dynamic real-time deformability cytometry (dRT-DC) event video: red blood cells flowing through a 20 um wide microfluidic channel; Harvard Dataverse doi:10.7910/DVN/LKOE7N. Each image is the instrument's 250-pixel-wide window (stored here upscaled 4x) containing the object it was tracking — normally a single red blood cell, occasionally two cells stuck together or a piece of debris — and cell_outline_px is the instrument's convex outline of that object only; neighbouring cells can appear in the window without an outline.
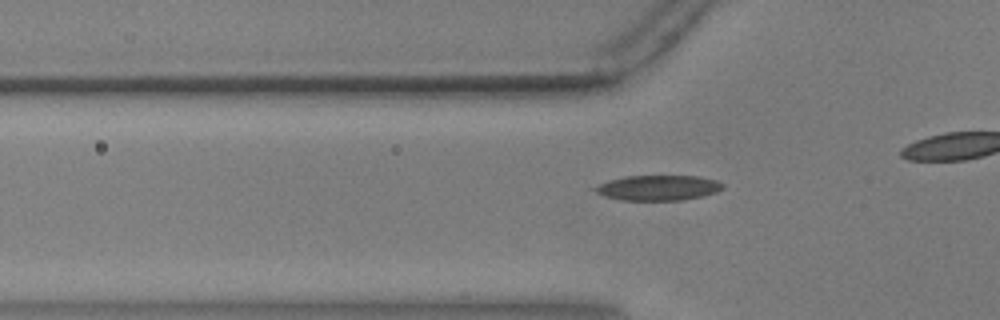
{"species": "common noctule bat (a hibernating species)", "species_latin": "Nyctalus noctula", "temperature_condition": "warm", "stored_images_in_passage": 31, "camera_frame_rate_fps": 3000, "um_per_image_px": 0.085, "animal": {"sex": "male", "body_mass_g": 17.9, "forearm_length_mm": 54.2}, "frame": {"image": 1, "passage_image": 5, "time_ms": 1.333, "image_size_px": [1000, 320], "cell_outline_px": [[724, 188], [716, 192], [704, 196], [680, 200], [620, 200], [604, 196], [596, 192], [592, 188], [608, 180], [624, 176], [700, 176], [716, 180], [724, 184]], "centroid_in_image_um": [55.95, 15.96], "position_along_channel_um": 69.8, "area_um2": 18.84}}
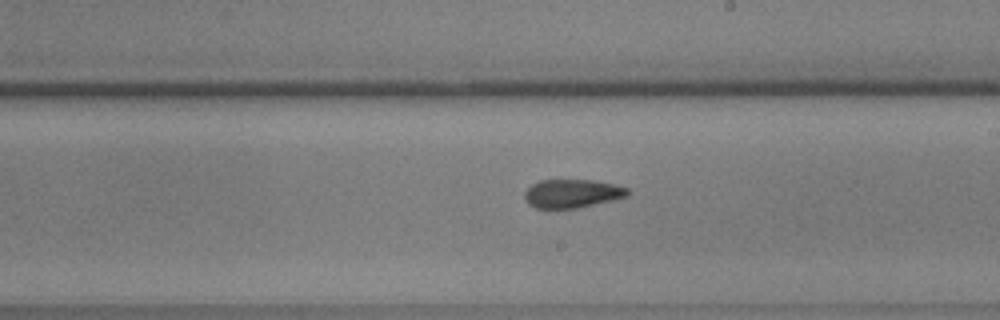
{"frame": {"image": 2, "passage_image": 19, "time_ms": 6.0, "image_size_px": [1000, 320], "cell_outline_px": [[628, 196], [612, 200], [576, 208], [536, 208], [528, 204], [524, 196], [524, 192], [532, 184], [540, 180], [592, 180], [612, 184], [628, 188]], "centroid_in_image_um": [48.6, 16.45], "position_along_channel_um": 240.4, "area_um2": 16.94}}
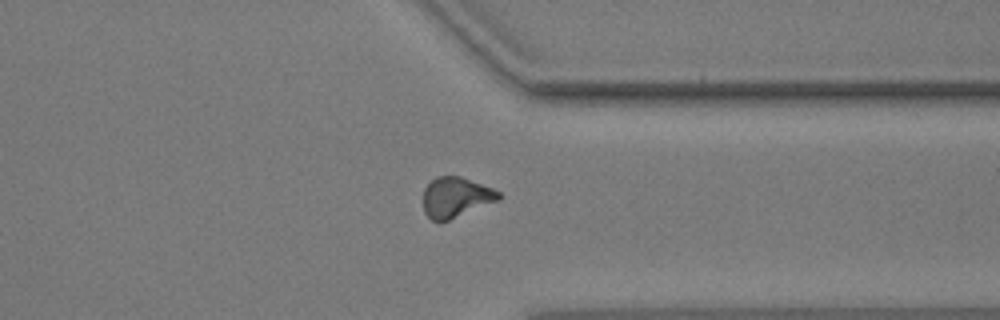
{"frame": {"image": 3, "passage_image": 30, "time_ms": 9.667, "image_size_px": [1000, 320], "cell_outline_px": [[500, 200], [440, 224], [432, 220], [424, 212], [424, 188], [436, 176], [460, 176], [492, 188], [500, 192]], "centroid_in_image_um": [38.74, 16.79], "position_along_channel_um": 372.7, "area_um2": 17.86}}